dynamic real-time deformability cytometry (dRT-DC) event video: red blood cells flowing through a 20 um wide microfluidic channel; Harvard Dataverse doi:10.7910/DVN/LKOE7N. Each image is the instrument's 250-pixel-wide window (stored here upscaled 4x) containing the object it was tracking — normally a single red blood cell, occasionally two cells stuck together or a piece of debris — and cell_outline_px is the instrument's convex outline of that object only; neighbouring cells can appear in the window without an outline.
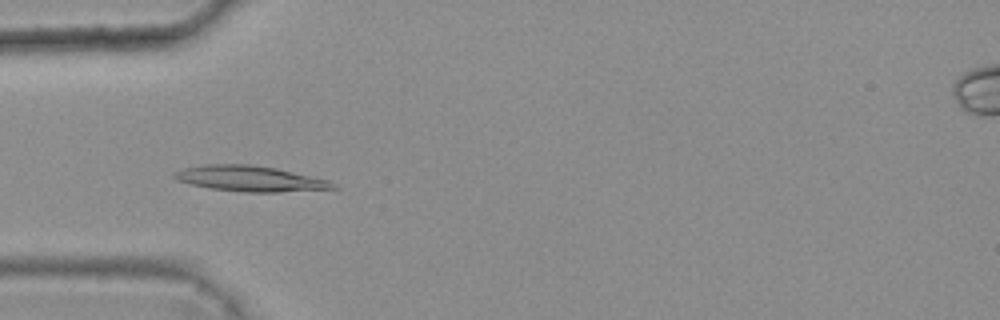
{"species": "common noctule bat (a hibernating species)", "species_latin": "Nyctalus noctula", "temperature_condition": "warm", "stored_images_in_passage": 8, "camera_frame_rate_fps": 3000, "um_per_image_px": 0.085, "animal": {"sex": "female", "body_mass_g": 25.1}, "frame": {"image": 1, "passage_image": 3, "time_ms": 0.667, "image_size_px": [1000, 320], "cell_outline_px": [[340, 188], [280, 192], [244, 192], [212, 188], [192, 184], [176, 180], [172, 176], [172, 172], [184, 168], [204, 164], [252, 164], [276, 168], [328, 180], [336, 184]], "centroid_in_image_um": [21.24, 15.18], "position_along_channel_um": 63.8, "area_um2": 23.64}}
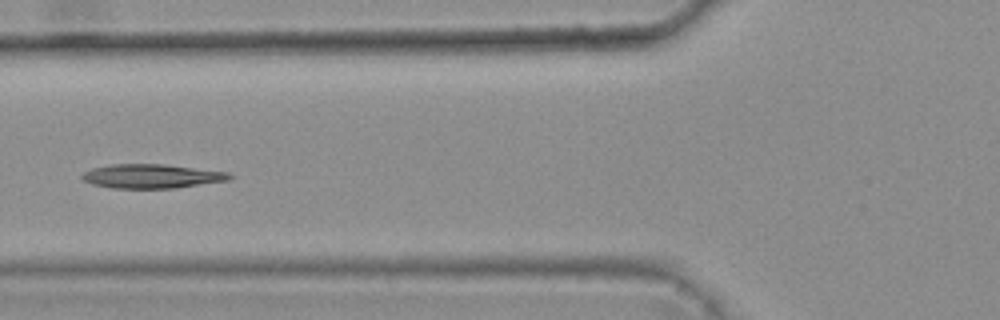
{"frame": {"image": 2, "passage_image": 4, "time_ms": 1.0, "image_size_px": [1000, 320], "cell_outline_px": [[232, 176], [228, 180], [176, 188], [112, 188], [92, 184], [84, 180], [80, 176], [84, 172], [92, 168], [112, 164], [164, 164], [228, 172]], "centroid_in_image_um": [12.87, 14.97], "position_along_channel_um": 112.9, "area_um2": 20.58}}
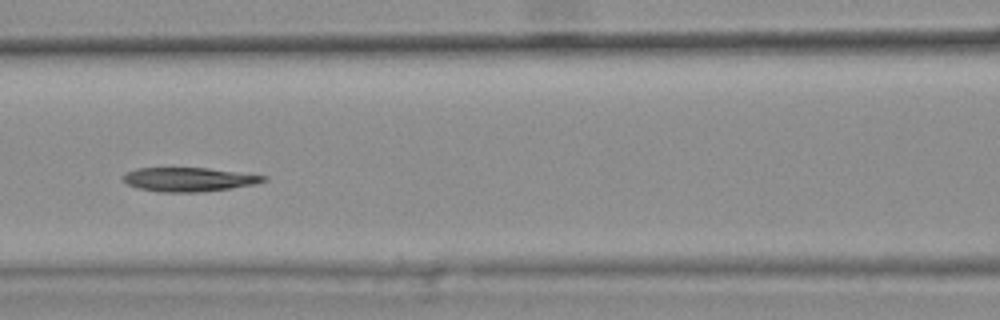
{"frame": {"image": 3, "passage_image": 5, "time_ms": 1.333, "image_size_px": [1000, 320], "cell_outline_px": [[268, 180], [256, 184], [200, 192], [160, 192], [140, 188], [128, 184], [120, 176], [124, 172], [136, 168], [208, 168], [268, 176]], "centroid_in_image_um": [16.03, 15.24], "position_along_channel_um": 150.6, "area_um2": 19.59}}